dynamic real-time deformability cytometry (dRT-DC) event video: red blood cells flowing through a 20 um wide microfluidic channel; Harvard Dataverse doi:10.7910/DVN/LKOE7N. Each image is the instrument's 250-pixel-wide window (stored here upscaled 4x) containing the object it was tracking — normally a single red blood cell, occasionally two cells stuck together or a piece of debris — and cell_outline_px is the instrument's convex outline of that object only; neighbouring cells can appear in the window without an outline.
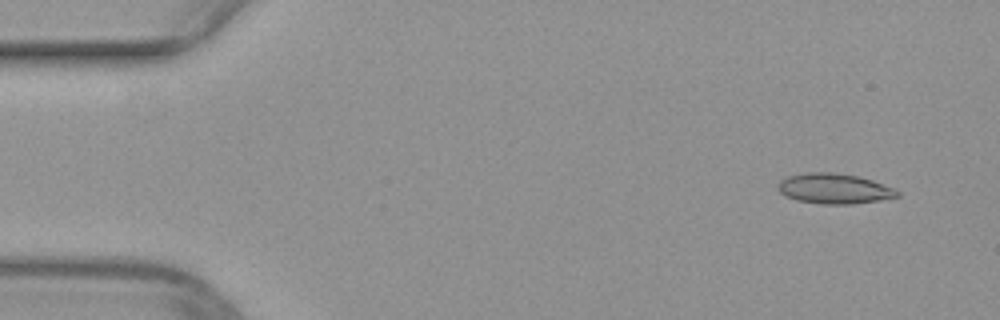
{"species": "common noctule bat (a hibernating species)", "species_latin": "Nyctalus noctula", "temperature_condition": "warm", "stored_images_in_passage": 47, "camera_frame_rate_fps": 3000, "um_per_image_px": 0.085, "animal": {"sex": "female", "body_mass_g": 29.2, "forearm_length_mm": 56.3}, "frame": {"image": 1, "passage_image": 1, "time_ms": 0.0, "image_size_px": [1000, 320], "cell_outline_px": [[900, 196], [880, 200], [852, 204], [820, 204], [796, 200], [784, 196], [776, 188], [776, 184], [780, 180], [788, 176], [804, 172], [836, 172], [856, 176], [872, 180], [896, 188], [900, 192]], "centroid_in_image_um": [70.89, 16.03], "position_along_channel_um": 14.1, "area_um2": 21.39}}
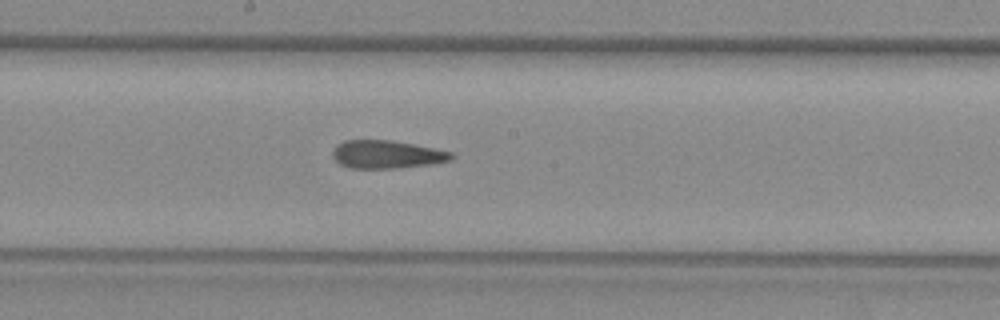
{"frame": {"image": 2, "passage_image": 24, "time_ms": 7.667, "image_size_px": [1000, 320], "cell_outline_px": [[456, 156], [452, 160], [432, 164], [396, 168], [348, 168], [340, 164], [332, 156], [332, 152], [336, 144], [344, 140], [388, 140], [412, 144], [452, 152]], "centroid_in_image_um": [32.86, 13.13], "position_along_channel_um": 215.3, "area_um2": 19.42}}
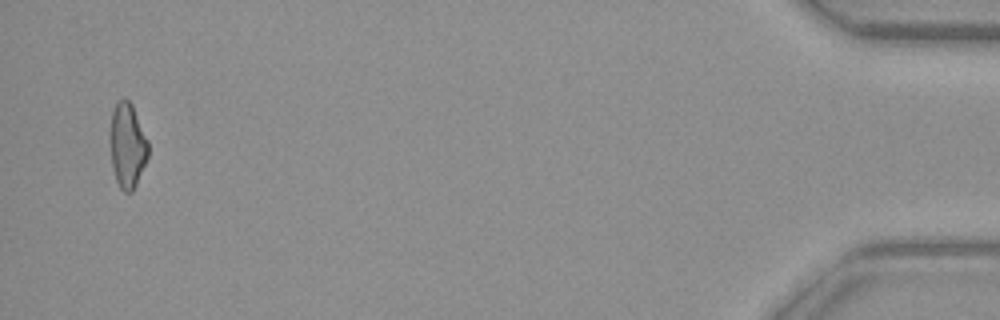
{"frame": {"image": 3, "passage_image": 46, "time_ms": 15.0, "image_size_px": [1000, 320], "cell_outline_px": [[148, 156], [136, 184], [132, 192], [124, 192], [120, 188], [116, 180], [112, 168], [108, 136], [108, 132], [112, 112], [116, 100], [124, 96], [132, 104], [148, 140]], "centroid_in_image_um": [10.79, 12.31], "position_along_channel_um": 424.4, "area_um2": 19.36}}